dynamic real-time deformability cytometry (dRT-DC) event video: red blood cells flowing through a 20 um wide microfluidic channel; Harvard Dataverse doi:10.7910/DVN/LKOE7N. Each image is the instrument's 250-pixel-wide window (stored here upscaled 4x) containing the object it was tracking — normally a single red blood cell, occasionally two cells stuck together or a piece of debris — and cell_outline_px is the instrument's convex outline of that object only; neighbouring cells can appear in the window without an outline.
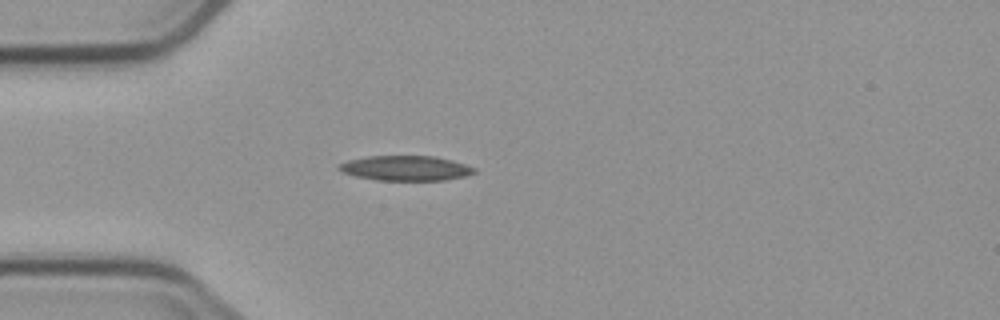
{"species": "common noctule bat (a hibernating species)", "species_latin": "Nyctalus noctula", "temperature_condition": "cold", "stored_images_in_passage": 2, "camera_frame_rate_fps": 3000, "um_per_image_px": 0.085, "animal": {"sex": "male", "body_mass_g": 23.1, "forearm_length_mm": 52.7}, "frame": {"image": 1, "passage_image": 2, "time_ms": 1.0, "image_size_px": [1000, 320], "cell_outline_px": [[476, 172], [464, 176], [444, 180], [376, 180], [356, 176], [344, 172], [336, 168], [340, 164], [348, 160], [368, 156], [436, 156], [452, 160], [476, 168]], "centroid_in_image_um": [34.49, 14.29], "position_along_channel_um": 50.5, "area_um2": 19.54}}